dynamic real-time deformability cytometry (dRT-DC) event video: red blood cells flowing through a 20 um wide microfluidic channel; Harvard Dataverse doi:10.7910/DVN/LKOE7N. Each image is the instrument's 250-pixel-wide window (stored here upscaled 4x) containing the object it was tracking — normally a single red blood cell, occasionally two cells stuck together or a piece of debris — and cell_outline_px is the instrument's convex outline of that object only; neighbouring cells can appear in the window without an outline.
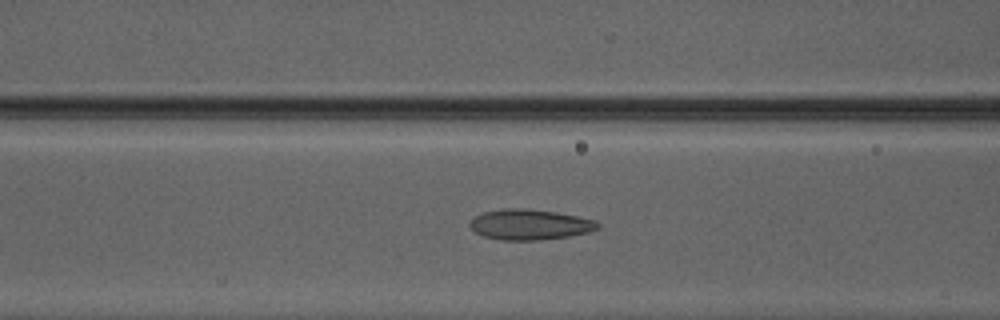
{"species": "Egyptian fruit bat (a non-hibernating species)", "species_latin": "Rousettus aegyptiacus", "temperature_condition": "warm", "stored_images_in_passage": 42, "camera_frame_rate_fps": 3000, "um_per_image_px": 0.085, "animal": {"sex": "male"}, "frame": {"image": 1, "passage_image": 17, "time_ms": 5.333, "image_size_px": [1000, 320], "cell_outline_px": [[600, 228], [588, 232], [568, 236], [540, 240], [500, 240], [484, 236], [476, 232], [468, 224], [476, 216], [484, 212], [504, 208], [520, 208], [556, 212], [596, 220], [600, 224]], "centroid_in_image_um": [45.05, 19.09], "position_along_channel_um": 121.6, "area_um2": 22.54}}
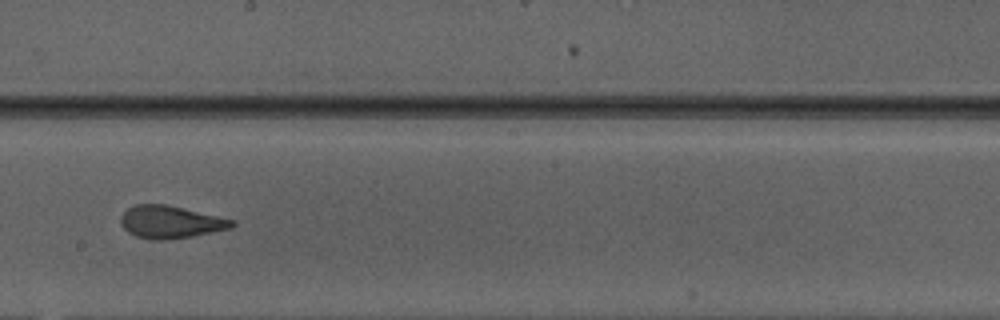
{"frame": {"image": 2, "passage_image": 25, "time_ms": 8.0, "image_size_px": [1000, 320], "cell_outline_px": [[236, 224], [232, 228], [192, 236], [164, 240], [152, 240], [136, 236], [128, 232], [120, 224], [120, 216], [128, 208], [136, 204], [164, 204], [216, 216], [232, 220]], "centroid_in_image_um": [14.44, 18.88], "position_along_channel_um": 233.8, "area_um2": 20.81}}
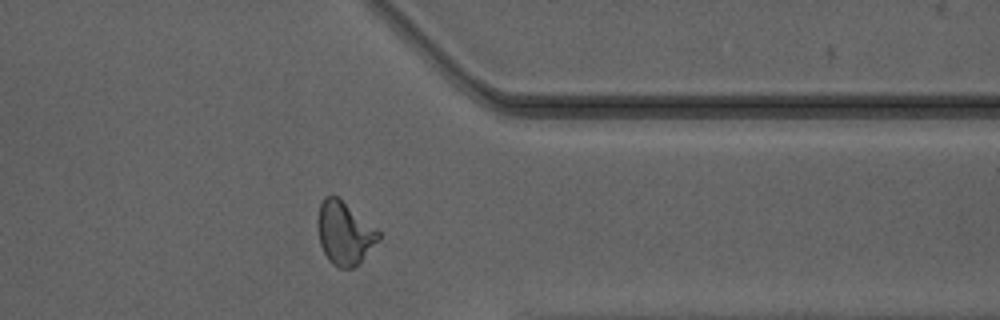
{"frame": {"image": 3, "passage_image": 36, "time_ms": 11.667, "image_size_px": [1000, 320], "cell_outline_px": [[380, 240], [352, 268], [340, 268], [332, 264], [328, 260], [320, 244], [316, 228], [316, 220], [320, 204], [324, 196], [336, 196], [376, 228], [380, 232]], "centroid_in_image_um": [29.24, 19.81], "position_along_channel_um": 382.2, "area_um2": 22.14}}